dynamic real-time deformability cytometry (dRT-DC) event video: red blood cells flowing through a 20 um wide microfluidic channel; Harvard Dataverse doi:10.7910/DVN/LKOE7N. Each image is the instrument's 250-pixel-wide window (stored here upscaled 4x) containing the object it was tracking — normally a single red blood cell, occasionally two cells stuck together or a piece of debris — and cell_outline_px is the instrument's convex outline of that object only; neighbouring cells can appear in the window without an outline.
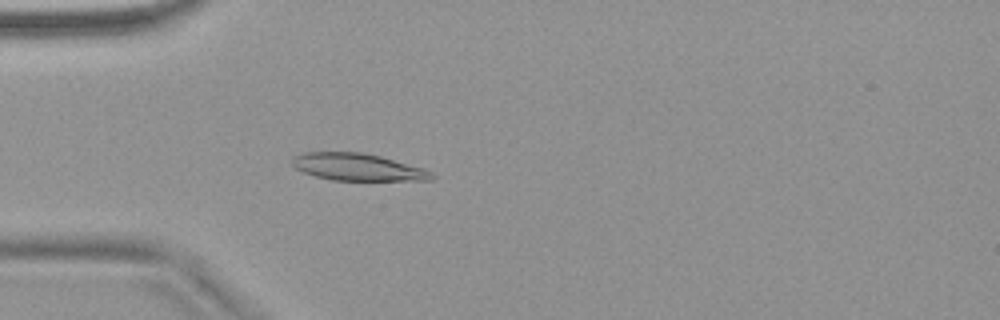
{"species": "common noctule bat (a hibernating species)", "species_latin": "Nyctalus noctula", "temperature_condition": "warm", "stored_images_in_passage": 50, "camera_frame_rate_fps": 3000, "um_per_image_px": 0.085, "animal": {"sex": "female", "body_mass_g": 18.4}, "frame": {"image": 1, "passage_image": 13, "time_ms": 4.0, "image_size_px": [1000, 320], "cell_outline_px": [[436, 176], [432, 180], [332, 180], [316, 176], [304, 172], [296, 168], [292, 164], [292, 156], [304, 152], [360, 152], [380, 156], [424, 168], [432, 172]], "centroid_in_image_um": [30.41, 14.2], "position_along_channel_um": 54.6, "area_um2": 22.02}}
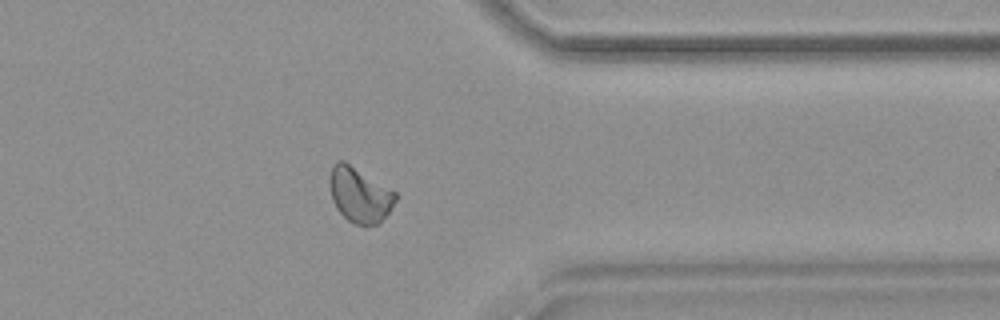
{"frame": {"image": 2, "passage_image": 40, "time_ms": 13.0, "image_size_px": [1000, 320], "cell_outline_px": [[396, 200], [388, 212], [376, 224], [356, 224], [348, 220], [336, 208], [332, 200], [328, 180], [332, 164], [336, 160], [344, 160], [396, 192]], "centroid_in_image_um": [30.51, 16.51], "position_along_channel_um": 380.9, "area_um2": 20.92}}
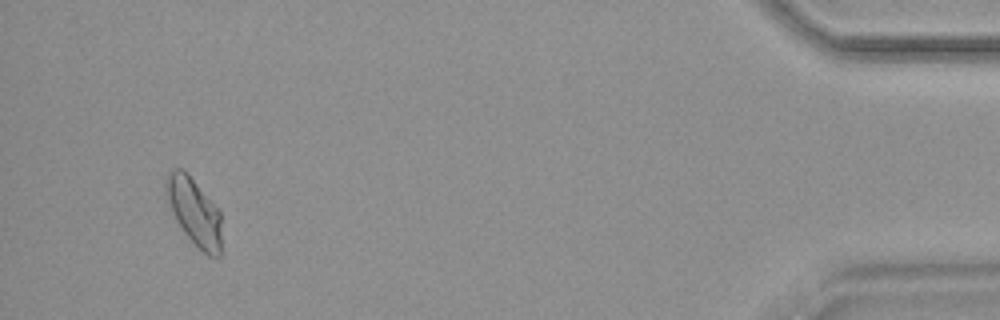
{"frame": {"image": 3, "passage_image": 48, "time_ms": 15.667, "image_size_px": [1000, 320], "cell_outline_px": [[220, 256], [208, 256], [184, 232], [176, 220], [168, 200], [164, 188], [164, 176], [168, 172], [176, 168], [184, 168], [220, 212]], "centroid_in_image_um": [16.47, 17.93], "position_along_channel_um": 418.7, "area_um2": 21.33}, "authors_computed_cell_mechanics": {"area_um2": 21.0103, "velocity_mm_per_s": 3.7986, "shape_relaxation_time_tau1_ms": null, "shape_relaxation_time_tau2_ms": 2.1797, "deformation_change_tau1": null, "deformation_change_tau2": 0.0648}}